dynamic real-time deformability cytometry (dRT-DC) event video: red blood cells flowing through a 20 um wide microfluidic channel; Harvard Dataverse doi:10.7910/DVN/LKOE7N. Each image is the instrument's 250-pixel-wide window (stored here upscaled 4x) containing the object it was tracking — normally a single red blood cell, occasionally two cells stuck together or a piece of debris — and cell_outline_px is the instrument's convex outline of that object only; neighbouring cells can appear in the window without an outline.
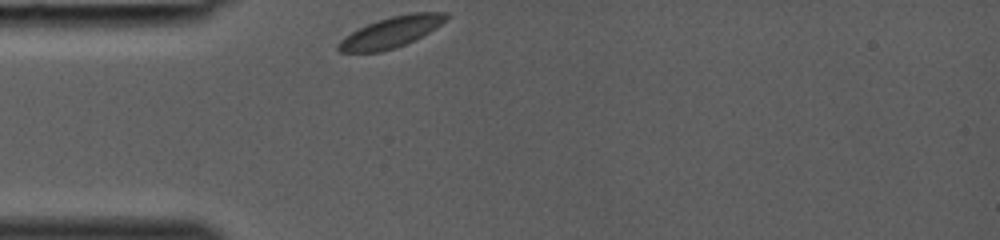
{"species": "common noctule bat (a hibernating species)", "species_latin": "Nyctalus noctula", "temperature_condition": "room temperature", "stored_images_in_passage": 3, "camera_frame_rate_fps": 3000, "um_per_image_px": 0.085, "animal": {"sex": "female", "body_mass_g": 19.0, "forearm_length_mm": 53.3}, "frame": {"image": 1, "passage_image": 1, "time_ms": 0.0, "image_size_px": [1000, 240], "cell_outline_px": [[448, 16], [440, 24], [428, 32], [396, 48], [380, 52], [340, 52], [336, 48], [340, 40], [344, 36], [368, 24], [392, 16], [412, 12], [448, 12]], "centroid_in_image_um": [33.21, 2.74], "position_along_channel_um": 51.8, "area_um2": 18.9}}